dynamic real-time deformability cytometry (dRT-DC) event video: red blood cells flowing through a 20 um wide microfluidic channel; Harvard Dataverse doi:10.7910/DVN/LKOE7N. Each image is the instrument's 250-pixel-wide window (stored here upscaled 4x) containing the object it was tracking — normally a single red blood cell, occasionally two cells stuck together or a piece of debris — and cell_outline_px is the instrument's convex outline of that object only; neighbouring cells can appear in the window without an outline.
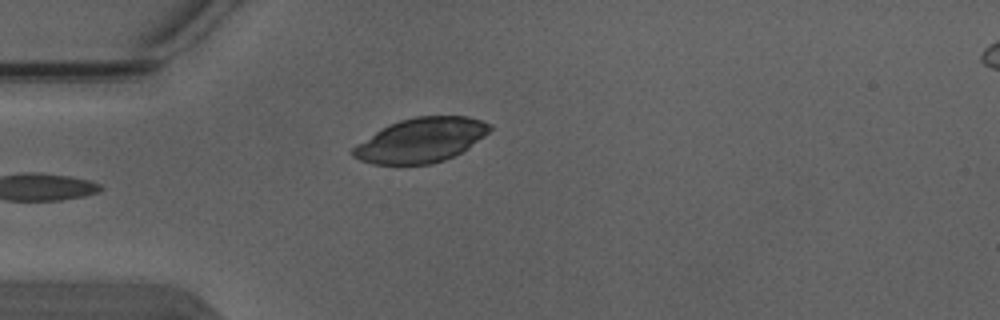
{"species": "Egyptian fruit bat (a non-hibernating species)", "species_latin": "Rousettus aegyptiacus", "temperature_condition": "warm", "stored_images_in_passage": 5, "camera_frame_rate_fps": 3000, "um_per_image_px": 0.085, "animal": {"sex": "male"}, "frame": {"image": 1, "passage_image": 5, "time_ms": 1.333, "image_size_px": [1000, 320], "cell_outline_px": [[492, 128], [484, 136], [460, 152], [444, 160], [432, 164], [372, 164], [360, 160], [352, 156], [352, 148], [356, 144], [388, 124], [400, 120], [416, 116], [468, 116], [492, 124]], "centroid_in_image_um": [35.76, 11.91], "position_along_channel_um": 49.2, "area_um2": 35.14}}